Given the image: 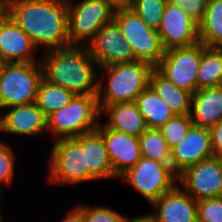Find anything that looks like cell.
<instances>
[{"mask_svg": "<svg viewBox=\"0 0 222 222\" xmlns=\"http://www.w3.org/2000/svg\"><path fill=\"white\" fill-rule=\"evenodd\" d=\"M127 222H153L147 214L128 219Z\"/></svg>", "mask_w": 222, "mask_h": 222, "instance_id": "cell-37", "label": "cell"}, {"mask_svg": "<svg viewBox=\"0 0 222 222\" xmlns=\"http://www.w3.org/2000/svg\"><path fill=\"white\" fill-rule=\"evenodd\" d=\"M168 0H131L130 8L150 28L158 30Z\"/></svg>", "mask_w": 222, "mask_h": 222, "instance_id": "cell-28", "label": "cell"}, {"mask_svg": "<svg viewBox=\"0 0 222 222\" xmlns=\"http://www.w3.org/2000/svg\"><path fill=\"white\" fill-rule=\"evenodd\" d=\"M149 86L166 102L175 115L190 114L192 94L178 88L156 68L151 71Z\"/></svg>", "mask_w": 222, "mask_h": 222, "instance_id": "cell-22", "label": "cell"}, {"mask_svg": "<svg viewBox=\"0 0 222 222\" xmlns=\"http://www.w3.org/2000/svg\"><path fill=\"white\" fill-rule=\"evenodd\" d=\"M138 139L142 157L170 165L171 149L159 129H147Z\"/></svg>", "mask_w": 222, "mask_h": 222, "instance_id": "cell-27", "label": "cell"}, {"mask_svg": "<svg viewBox=\"0 0 222 222\" xmlns=\"http://www.w3.org/2000/svg\"><path fill=\"white\" fill-rule=\"evenodd\" d=\"M0 132H2L1 111H0Z\"/></svg>", "mask_w": 222, "mask_h": 222, "instance_id": "cell-39", "label": "cell"}, {"mask_svg": "<svg viewBox=\"0 0 222 222\" xmlns=\"http://www.w3.org/2000/svg\"><path fill=\"white\" fill-rule=\"evenodd\" d=\"M75 96L73 92L62 86L50 83L44 78L41 79L36 104L47 118L52 113L59 111Z\"/></svg>", "mask_w": 222, "mask_h": 222, "instance_id": "cell-26", "label": "cell"}, {"mask_svg": "<svg viewBox=\"0 0 222 222\" xmlns=\"http://www.w3.org/2000/svg\"><path fill=\"white\" fill-rule=\"evenodd\" d=\"M153 69L148 63L137 60L99 68L97 99L100 111L109 104L135 102L149 86Z\"/></svg>", "mask_w": 222, "mask_h": 222, "instance_id": "cell-3", "label": "cell"}, {"mask_svg": "<svg viewBox=\"0 0 222 222\" xmlns=\"http://www.w3.org/2000/svg\"><path fill=\"white\" fill-rule=\"evenodd\" d=\"M151 205L154 213L147 216L153 222H198L197 201L178 184Z\"/></svg>", "mask_w": 222, "mask_h": 222, "instance_id": "cell-17", "label": "cell"}, {"mask_svg": "<svg viewBox=\"0 0 222 222\" xmlns=\"http://www.w3.org/2000/svg\"><path fill=\"white\" fill-rule=\"evenodd\" d=\"M47 172V181L54 185L88 182L85 150L73 138L54 141Z\"/></svg>", "mask_w": 222, "mask_h": 222, "instance_id": "cell-8", "label": "cell"}, {"mask_svg": "<svg viewBox=\"0 0 222 222\" xmlns=\"http://www.w3.org/2000/svg\"><path fill=\"white\" fill-rule=\"evenodd\" d=\"M222 50L217 47H205L201 43V60L197 72V90L221 86Z\"/></svg>", "mask_w": 222, "mask_h": 222, "instance_id": "cell-24", "label": "cell"}, {"mask_svg": "<svg viewBox=\"0 0 222 222\" xmlns=\"http://www.w3.org/2000/svg\"><path fill=\"white\" fill-rule=\"evenodd\" d=\"M199 26V41L205 47L222 44V0H209L203 20Z\"/></svg>", "mask_w": 222, "mask_h": 222, "instance_id": "cell-25", "label": "cell"}, {"mask_svg": "<svg viewBox=\"0 0 222 222\" xmlns=\"http://www.w3.org/2000/svg\"><path fill=\"white\" fill-rule=\"evenodd\" d=\"M86 47L98 68L135 61L130 43L114 20L105 24Z\"/></svg>", "mask_w": 222, "mask_h": 222, "instance_id": "cell-12", "label": "cell"}, {"mask_svg": "<svg viewBox=\"0 0 222 222\" xmlns=\"http://www.w3.org/2000/svg\"><path fill=\"white\" fill-rule=\"evenodd\" d=\"M178 185L195 201L222 196V160H202L177 176Z\"/></svg>", "mask_w": 222, "mask_h": 222, "instance_id": "cell-11", "label": "cell"}, {"mask_svg": "<svg viewBox=\"0 0 222 222\" xmlns=\"http://www.w3.org/2000/svg\"><path fill=\"white\" fill-rule=\"evenodd\" d=\"M85 150L88 167V182L101 179H114V171L109 160L103 136L94 130L73 138Z\"/></svg>", "mask_w": 222, "mask_h": 222, "instance_id": "cell-19", "label": "cell"}, {"mask_svg": "<svg viewBox=\"0 0 222 222\" xmlns=\"http://www.w3.org/2000/svg\"><path fill=\"white\" fill-rule=\"evenodd\" d=\"M214 157L222 160V121L209 128Z\"/></svg>", "mask_w": 222, "mask_h": 222, "instance_id": "cell-34", "label": "cell"}, {"mask_svg": "<svg viewBox=\"0 0 222 222\" xmlns=\"http://www.w3.org/2000/svg\"><path fill=\"white\" fill-rule=\"evenodd\" d=\"M35 49L29 36L5 13L0 18V63L40 62L35 58Z\"/></svg>", "mask_w": 222, "mask_h": 222, "instance_id": "cell-16", "label": "cell"}, {"mask_svg": "<svg viewBox=\"0 0 222 222\" xmlns=\"http://www.w3.org/2000/svg\"><path fill=\"white\" fill-rule=\"evenodd\" d=\"M193 126L190 115H174L159 128L170 149L174 148L186 136Z\"/></svg>", "mask_w": 222, "mask_h": 222, "instance_id": "cell-29", "label": "cell"}, {"mask_svg": "<svg viewBox=\"0 0 222 222\" xmlns=\"http://www.w3.org/2000/svg\"><path fill=\"white\" fill-rule=\"evenodd\" d=\"M100 116L108 118L103 123L107 128L131 136L139 137L148 129L135 102L109 104L101 110Z\"/></svg>", "mask_w": 222, "mask_h": 222, "instance_id": "cell-21", "label": "cell"}, {"mask_svg": "<svg viewBox=\"0 0 222 222\" xmlns=\"http://www.w3.org/2000/svg\"><path fill=\"white\" fill-rule=\"evenodd\" d=\"M43 69L37 63H0V111L36 102Z\"/></svg>", "mask_w": 222, "mask_h": 222, "instance_id": "cell-5", "label": "cell"}, {"mask_svg": "<svg viewBox=\"0 0 222 222\" xmlns=\"http://www.w3.org/2000/svg\"><path fill=\"white\" fill-rule=\"evenodd\" d=\"M6 13L43 52L70 46L68 0H6Z\"/></svg>", "mask_w": 222, "mask_h": 222, "instance_id": "cell-1", "label": "cell"}, {"mask_svg": "<svg viewBox=\"0 0 222 222\" xmlns=\"http://www.w3.org/2000/svg\"><path fill=\"white\" fill-rule=\"evenodd\" d=\"M201 60V43L166 50L156 69L178 88L194 94Z\"/></svg>", "mask_w": 222, "mask_h": 222, "instance_id": "cell-10", "label": "cell"}, {"mask_svg": "<svg viewBox=\"0 0 222 222\" xmlns=\"http://www.w3.org/2000/svg\"><path fill=\"white\" fill-rule=\"evenodd\" d=\"M6 13V0H0V18Z\"/></svg>", "mask_w": 222, "mask_h": 222, "instance_id": "cell-38", "label": "cell"}, {"mask_svg": "<svg viewBox=\"0 0 222 222\" xmlns=\"http://www.w3.org/2000/svg\"><path fill=\"white\" fill-rule=\"evenodd\" d=\"M42 55L39 58L45 80L75 95H97L99 68L86 46L70 45Z\"/></svg>", "mask_w": 222, "mask_h": 222, "instance_id": "cell-2", "label": "cell"}, {"mask_svg": "<svg viewBox=\"0 0 222 222\" xmlns=\"http://www.w3.org/2000/svg\"><path fill=\"white\" fill-rule=\"evenodd\" d=\"M13 148L10 147L8 142L0 140V195L4 192L3 187L5 185L12 184L14 179V164L16 163V157Z\"/></svg>", "mask_w": 222, "mask_h": 222, "instance_id": "cell-30", "label": "cell"}, {"mask_svg": "<svg viewBox=\"0 0 222 222\" xmlns=\"http://www.w3.org/2000/svg\"><path fill=\"white\" fill-rule=\"evenodd\" d=\"M106 1L111 3L115 8L129 7L131 3V0H106Z\"/></svg>", "mask_w": 222, "mask_h": 222, "instance_id": "cell-36", "label": "cell"}, {"mask_svg": "<svg viewBox=\"0 0 222 222\" xmlns=\"http://www.w3.org/2000/svg\"><path fill=\"white\" fill-rule=\"evenodd\" d=\"M198 222H222V196L197 201Z\"/></svg>", "mask_w": 222, "mask_h": 222, "instance_id": "cell-31", "label": "cell"}, {"mask_svg": "<svg viewBox=\"0 0 222 222\" xmlns=\"http://www.w3.org/2000/svg\"><path fill=\"white\" fill-rule=\"evenodd\" d=\"M113 20L130 43L135 60L156 68L165 53L157 30L148 27L130 7L116 8Z\"/></svg>", "mask_w": 222, "mask_h": 222, "instance_id": "cell-7", "label": "cell"}, {"mask_svg": "<svg viewBox=\"0 0 222 222\" xmlns=\"http://www.w3.org/2000/svg\"><path fill=\"white\" fill-rule=\"evenodd\" d=\"M164 50L199 43V26L183 9L167 1L157 30Z\"/></svg>", "mask_w": 222, "mask_h": 222, "instance_id": "cell-13", "label": "cell"}, {"mask_svg": "<svg viewBox=\"0 0 222 222\" xmlns=\"http://www.w3.org/2000/svg\"><path fill=\"white\" fill-rule=\"evenodd\" d=\"M115 10L106 0H68L70 45L86 46L105 24L113 21Z\"/></svg>", "mask_w": 222, "mask_h": 222, "instance_id": "cell-6", "label": "cell"}, {"mask_svg": "<svg viewBox=\"0 0 222 222\" xmlns=\"http://www.w3.org/2000/svg\"><path fill=\"white\" fill-rule=\"evenodd\" d=\"M183 9L198 24L203 20L209 0H168Z\"/></svg>", "mask_w": 222, "mask_h": 222, "instance_id": "cell-33", "label": "cell"}, {"mask_svg": "<svg viewBox=\"0 0 222 222\" xmlns=\"http://www.w3.org/2000/svg\"><path fill=\"white\" fill-rule=\"evenodd\" d=\"M128 217L108 206L85 205V222H127Z\"/></svg>", "mask_w": 222, "mask_h": 222, "instance_id": "cell-32", "label": "cell"}, {"mask_svg": "<svg viewBox=\"0 0 222 222\" xmlns=\"http://www.w3.org/2000/svg\"><path fill=\"white\" fill-rule=\"evenodd\" d=\"M102 136L116 180L142 157L138 137L107 128L99 123L96 129Z\"/></svg>", "mask_w": 222, "mask_h": 222, "instance_id": "cell-14", "label": "cell"}, {"mask_svg": "<svg viewBox=\"0 0 222 222\" xmlns=\"http://www.w3.org/2000/svg\"><path fill=\"white\" fill-rule=\"evenodd\" d=\"M120 179L142 195L149 204L177 184V175L169 164L144 157H141Z\"/></svg>", "mask_w": 222, "mask_h": 222, "instance_id": "cell-9", "label": "cell"}, {"mask_svg": "<svg viewBox=\"0 0 222 222\" xmlns=\"http://www.w3.org/2000/svg\"><path fill=\"white\" fill-rule=\"evenodd\" d=\"M1 199H2V196L0 195V202H1ZM0 205H1V203H0ZM1 207V206H0ZM3 217H2V213H1V210H0V220L2 219Z\"/></svg>", "mask_w": 222, "mask_h": 222, "instance_id": "cell-40", "label": "cell"}, {"mask_svg": "<svg viewBox=\"0 0 222 222\" xmlns=\"http://www.w3.org/2000/svg\"><path fill=\"white\" fill-rule=\"evenodd\" d=\"M7 110V111H6ZM1 113L2 132L17 136H40L47 131V119L36 103L14 106Z\"/></svg>", "mask_w": 222, "mask_h": 222, "instance_id": "cell-18", "label": "cell"}, {"mask_svg": "<svg viewBox=\"0 0 222 222\" xmlns=\"http://www.w3.org/2000/svg\"><path fill=\"white\" fill-rule=\"evenodd\" d=\"M189 115L196 127L209 129L222 121V87L201 88L192 94Z\"/></svg>", "mask_w": 222, "mask_h": 222, "instance_id": "cell-20", "label": "cell"}, {"mask_svg": "<svg viewBox=\"0 0 222 222\" xmlns=\"http://www.w3.org/2000/svg\"><path fill=\"white\" fill-rule=\"evenodd\" d=\"M135 103L148 129H159L175 115L150 86L137 96Z\"/></svg>", "mask_w": 222, "mask_h": 222, "instance_id": "cell-23", "label": "cell"}, {"mask_svg": "<svg viewBox=\"0 0 222 222\" xmlns=\"http://www.w3.org/2000/svg\"><path fill=\"white\" fill-rule=\"evenodd\" d=\"M59 222H85V205L77 204V206L72 207L68 214Z\"/></svg>", "mask_w": 222, "mask_h": 222, "instance_id": "cell-35", "label": "cell"}, {"mask_svg": "<svg viewBox=\"0 0 222 222\" xmlns=\"http://www.w3.org/2000/svg\"><path fill=\"white\" fill-rule=\"evenodd\" d=\"M213 156L209 129L192 126L180 143L171 149L170 166L178 176L186 168Z\"/></svg>", "mask_w": 222, "mask_h": 222, "instance_id": "cell-15", "label": "cell"}, {"mask_svg": "<svg viewBox=\"0 0 222 222\" xmlns=\"http://www.w3.org/2000/svg\"><path fill=\"white\" fill-rule=\"evenodd\" d=\"M101 111L97 95H75L67 105L49 115L47 131L54 141L71 139L97 129Z\"/></svg>", "mask_w": 222, "mask_h": 222, "instance_id": "cell-4", "label": "cell"}]
</instances>
